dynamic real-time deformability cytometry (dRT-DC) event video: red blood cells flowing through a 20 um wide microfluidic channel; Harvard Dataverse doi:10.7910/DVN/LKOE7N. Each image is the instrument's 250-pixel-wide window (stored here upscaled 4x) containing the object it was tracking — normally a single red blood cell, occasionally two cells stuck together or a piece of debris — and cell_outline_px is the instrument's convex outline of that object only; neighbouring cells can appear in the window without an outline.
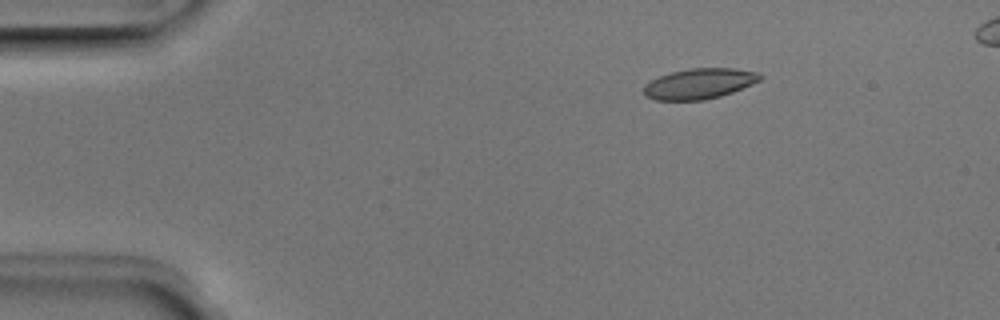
{"species": "Egyptian fruit bat (a non-hibernating species)", "species_latin": "Rousettus aegyptiacus", "temperature_condition": "room temperature", "stored_images_in_passage": 6, "segment_of_instrument_passage": [1, 2], "camera_frame_rate_fps": 3000, "um_per_image_px": 0.085, "animal": {"sex": "male"}, "frame": {"image": 1, "passage_image": 3, "time_ms": 0.667, "image_size_px": [1000, 320], "cell_outline_px": [[764, 76], [760, 80], [752, 84], [732, 92], [720, 96], [704, 100], [652, 100], [644, 96], [644, 84], [660, 76], [672, 72], [688, 68], [736, 68], [760, 72]], "centroid_in_image_um": [59.46, 7.11], "position_along_channel_um": 25.5, "area_um2": 20.81}}